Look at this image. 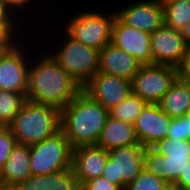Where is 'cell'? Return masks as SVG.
<instances>
[{
    "label": "cell",
    "instance_id": "9",
    "mask_svg": "<svg viewBox=\"0 0 190 190\" xmlns=\"http://www.w3.org/2000/svg\"><path fill=\"white\" fill-rule=\"evenodd\" d=\"M144 150L142 146H123L109 150L101 177L124 190L144 170Z\"/></svg>",
    "mask_w": 190,
    "mask_h": 190
},
{
    "label": "cell",
    "instance_id": "31",
    "mask_svg": "<svg viewBox=\"0 0 190 190\" xmlns=\"http://www.w3.org/2000/svg\"><path fill=\"white\" fill-rule=\"evenodd\" d=\"M177 77L190 84V47H187L185 55L177 67Z\"/></svg>",
    "mask_w": 190,
    "mask_h": 190
},
{
    "label": "cell",
    "instance_id": "18",
    "mask_svg": "<svg viewBox=\"0 0 190 190\" xmlns=\"http://www.w3.org/2000/svg\"><path fill=\"white\" fill-rule=\"evenodd\" d=\"M142 65L134 56L111 42L99 51V72L105 74H113L131 81Z\"/></svg>",
    "mask_w": 190,
    "mask_h": 190
},
{
    "label": "cell",
    "instance_id": "1",
    "mask_svg": "<svg viewBox=\"0 0 190 190\" xmlns=\"http://www.w3.org/2000/svg\"><path fill=\"white\" fill-rule=\"evenodd\" d=\"M81 90L82 87L40 44L38 36L34 33L33 55L29 63L26 100L52 105L61 110Z\"/></svg>",
    "mask_w": 190,
    "mask_h": 190
},
{
    "label": "cell",
    "instance_id": "15",
    "mask_svg": "<svg viewBox=\"0 0 190 190\" xmlns=\"http://www.w3.org/2000/svg\"><path fill=\"white\" fill-rule=\"evenodd\" d=\"M111 43L134 56L143 65L152 64L150 33L123 23L117 16L112 26Z\"/></svg>",
    "mask_w": 190,
    "mask_h": 190
},
{
    "label": "cell",
    "instance_id": "30",
    "mask_svg": "<svg viewBox=\"0 0 190 190\" xmlns=\"http://www.w3.org/2000/svg\"><path fill=\"white\" fill-rule=\"evenodd\" d=\"M80 190H122L118 185L109 182L103 177H98L84 182Z\"/></svg>",
    "mask_w": 190,
    "mask_h": 190
},
{
    "label": "cell",
    "instance_id": "27",
    "mask_svg": "<svg viewBox=\"0 0 190 190\" xmlns=\"http://www.w3.org/2000/svg\"><path fill=\"white\" fill-rule=\"evenodd\" d=\"M167 182L148 173L145 169L124 190H163Z\"/></svg>",
    "mask_w": 190,
    "mask_h": 190
},
{
    "label": "cell",
    "instance_id": "4",
    "mask_svg": "<svg viewBox=\"0 0 190 190\" xmlns=\"http://www.w3.org/2000/svg\"><path fill=\"white\" fill-rule=\"evenodd\" d=\"M109 111L81 90L61 109L60 130L72 148L96 145Z\"/></svg>",
    "mask_w": 190,
    "mask_h": 190
},
{
    "label": "cell",
    "instance_id": "12",
    "mask_svg": "<svg viewBox=\"0 0 190 190\" xmlns=\"http://www.w3.org/2000/svg\"><path fill=\"white\" fill-rule=\"evenodd\" d=\"M82 90L108 111L132 94L130 80L99 71Z\"/></svg>",
    "mask_w": 190,
    "mask_h": 190
},
{
    "label": "cell",
    "instance_id": "29",
    "mask_svg": "<svg viewBox=\"0 0 190 190\" xmlns=\"http://www.w3.org/2000/svg\"><path fill=\"white\" fill-rule=\"evenodd\" d=\"M167 137L188 140V126L184 117L172 118Z\"/></svg>",
    "mask_w": 190,
    "mask_h": 190
},
{
    "label": "cell",
    "instance_id": "32",
    "mask_svg": "<svg viewBox=\"0 0 190 190\" xmlns=\"http://www.w3.org/2000/svg\"><path fill=\"white\" fill-rule=\"evenodd\" d=\"M0 23H21L2 0H0Z\"/></svg>",
    "mask_w": 190,
    "mask_h": 190
},
{
    "label": "cell",
    "instance_id": "35",
    "mask_svg": "<svg viewBox=\"0 0 190 190\" xmlns=\"http://www.w3.org/2000/svg\"><path fill=\"white\" fill-rule=\"evenodd\" d=\"M187 121L188 126V140H190V110L183 116Z\"/></svg>",
    "mask_w": 190,
    "mask_h": 190
},
{
    "label": "cell",
    "instance_id": "11",
    "mask_svg": "<svg viewBox=\"0 0 190 190\" xmlns=\"http://www.w3.org/2000/svg\"><path fill=\"white\" fill-rule=\"evenodd\" d=\"M120 1L116 0L114 2V4L118 2L117 8L114 6V9L116 16L123 23L146 33H153L164 25V11L161 0Z\"/></svg>",
    "mask_w": 190,
    "mask_h": 190
},
{
    "label": "cell",
    "instance_id": "13",
    "mask_svg": "<svg viewBox=\"0 0 190 190\" xmlns=\"http://www.w3.org/2000/svg\"><path fill=\"white\" fill-rule=\"evenodd\" d=\"M152 64L177 68L185 55L187 46L180 30L166 25L150 33Z\"/></svg>",
    "mask_w": 190,
    "mask_h": 190
},
{
    "label": "cell",
    "instance_id": "26",
    "mask_svg": "<svg viewBox=\"0 0 190 190\" xmlns=\"http://www.w3.org/2000/svg\"><path fill=\"white\" fill-rule=\"evenodd\" d=\"M29 33L22 23H0V54L13 49Z\"/></svg>",
    "mask_w": 190,
    "mask_h": 190
},
{
    "label": "cell",
    "instance_id": "23",
    "mask_svg": "<svg viewBox=\"0 0 190 190\" xmlns=\"http://www.w3.org/2000/svg\"><path fill=\"white\" fill-rule=\"evenodd\" d=\"M164 11V25L181 30L190 21V1L161 0Z\"/></svg>",
    "mask_w": 190,
    "mask_h": 190
},
{
    "label": "cell",
    "instance_id": "7",
    "mask_svg": "<svg viewBox=\"0 0 190 190\" xmlns=\"http://www.w3.org/2000/svg\"><path fill=\"white\" fill-rule=\"evenodd\" d=\"M34 32H30L13 49L0 54V89L26 94L28 70L33 55Z\"/></svg>",
    "mask_w": 190,
    "mask_h": 190
},
{
    "label": "cell",
    "instance_id": "20",
    "mask_svg": "<svg viewBox=\"0 0 190 190\" xmlns=\"http://www.w3.org/2000/svg\"><path fill=\"white\" fill-rule=\"evenodd\" d=\"M96 146L109 151L116 147L141 145L134 124L120 121L108 115Z\"/></svg>",
    "mask_w": 190,
    "mask_h": 190
},
{
    "label": "cell",
    "instance_id": "8",
    "mask_svg": "<svg viewBox=\"0 0 190 190\" xmlns=\"http://www.w3.org/2000/svg\"><path fill=\"white\" fill-rule=\"evenodd\" d=\"M72 151L70 142L61 130L39 143L30 145L31 175H46L71 168Z\"/></svg>",
    "mask_w": 190,
    "mask_h": 190
},
{
    "label": "cell",
    "instance_id": "33",
    "mask_svg": "<svg viewBox=\"0 0 190 190\" xmlns=\"http://www.w3.org/2000/svg\"><path fill=\"white\" fill-rule=\"evenodd\" d=\"M180 189L190 188V166L181 173L179 176V180L175 183Z\"/></svg>",
    "mask_w": 190,
    "mask_h": 190
},
{
    "label": "cell",
    "instance_id": "2",
    "mask_svg": "<svg viewBox=\"0 0 190 190\" xmlns=\"http://www.w3.org/2000/svg\"><path fill=\"white\" fill-rule=\"evenodd\" d=\"M69 1L72 2L73 0H64V1L56 0L54 2V7H53L54 18H52V20H54L55 23L68 36H70L72 39L78 42H81L87 47H90L96 50H101L105 45L110 43L111 34H112V26H113V22L116 16L115 9L113 7L110 8L108 6L109 9L107 8V10L109 11H107L106 8L104 7L101 8V5L100 7H97V6L95 7L90 4L89 6L88 4H83V2H81L84 0H78L79 2H77V0L76 1L74 0L73 3L76 4L75 6L69 3ZM60 2L61 3L63 2V3L60 4ZM80 2L81 4H79ZM84 5L86 6L84 7ZM63 6H65V8ZM77 6L78 7L81 6L82 9L81 7L78 8ZM56 7H59V9ZM68 7L69 8L72 7L73 10L74 9L75 10L73 11L72 8L69 9ZM100 8L103 9L104 11L101 10ZM57 19L59 22L57 21Z\"/></svg>",
    "mask_w": 190,
    "mask_h": 190
},
{
    "label": "cell",
    "instance_id": "28",
    "mask_svg": "<svg viewBox=\"0 0 190 190\" xmlns=\"http://www.w3.org/2000/svg\"><path fill=\"white\" fill-rule=\"evenodd\" d=\"M16 145L17 141L12 131L8 127L0 126V170L5 165Z\"/></svg>",
    "mask_w": 190,
    "mask_h": 190
},
{
    "label": "cell",
    "instance_id": "16",
    "mask_svg": "<svg viewBox=\"0 0 190 190\" xmlns=\"http://www.w3.org/2000/svg\"><path fill=\"white\" fill-rule=\"evenodd\" d=\"M108 155V151L96 145L73 148L71 168L79 186L102 175Z\"/></svg>",
    "mask_w": 190,
    "mask_h": 190
},
{
    "label": "cell",
    "instance_id": "34",
    "mask_svg": "<svg viewBox=\"0 0 190 190\" xmlns=\"http://www.w3.org/2000/svg\"><path fill=\"white\" fill-rule=\"evenodd\" d=\"M180 31L186 46L190 47V21Z\"/></svg>",
    "mask_w": 190,
    "mask_h": 190
},
{
    "label": "cell",
    "instance_id": "21",
    "mask_svg": "<svg viewBox=\"0 0 190 190\" xmlns=\"http://www.w3.org/2000/svg\"><path fill=\"white\" fill-rule=\"evenodd\" d=\"M9 190H80V186L69 168L46 175H30Z\"/></svg>",
    "mask_w": 190,
    "mask_h": 190
},
{
    "label": "cell",
    "instance_id": "36",
    "mask_svg": "<svg viewBox=\"0 0 190 190\" xmlns=\"http://www.w3.org/2000/svg\"><path fill=\"white\" fill-rule=\"evenodd\" d=\"M163 190H181V189L175 184H167V186Z\"/></svg>",
    "mask_w": 190,
    "mask_h": 190
},
{
    "label": "cell",
    "instance_id": "5",
    "mask_svg": "<svg viewBox=\"0 0 190 190\" xmlns=\"http://www.w3.org/2000/svg\"><path fill=\"white\" fill-rule=\"evenodd\" d=\"M60 121L59 108L26 100L8 128L17 144L30 146L57 133L60 130Z\"/></svg>",
    "mask_w": 190,
    "mask_h": 190
},
{
    "label": "cell",
    "instance_id": "6",
    "mask_svg": "<svg viewBox=\"0 0 190 190\" xmlns=\"http://www.w3.org/2000/svg\"><path fill=\"white\" fill-rule=\"evenodd\" d=\"M189 166L190 140L167 137L144 150V169L168 184H175Z\"/></svg>",
    "mask_w": 190,
    "mask_h": 190
},
{
    "label": "cell",
    "instance_id": "24",
    "mask_svg": "<svg viewBox=\"0 0 190 190\" xmlns=\"http://www.w3.org/2000/svg\"><path fill=\"white\" fill-rule=\"evenodd\" d=\"M26 94H19L0 89V126L8 127L13 118L20 111Z\"/></svg>",
    "mask_w": 190,
    "mask_h": 190
},
{
    "label": "cell",
    "instance_id": "3",
    "mask_svg": "<svg viewBox=\"0 0 190 190\" xmlns=\"http://www.w3.org/2000/svg\"><path fill=\"white\" fill-rule=\"evenodd\" d=\"M34 33L40 44L82 88L99 71L100 50L72 39L54 20H49Z\"/></svg>",
    "mask_w": 190,
    "mask_h": 190
},
{
    "label": "cell",
    "instance_id": "17",
    "mask_svg": "<svg viewBox=\"0 0 190 190\" xmlns=\"http://www.w3.org/2000/svg\"><path fill=\"white\" fill-rule=\"evenodd\" d=\"M2 1L8 7V9L13 13V15L30 32L36 31L43 24H45L49 20H52L53 18V4L55 0H52V2L51 0H2ZM45 10L46 12H44Z\"/></svg>",
    "mask_w": 190,
    "mask_h": 190
},
{
    "label": "cell",
    "instance_id": "19",
    "mask_svg": "<svg viewBox=\"0 0 190 190\" xmlns=\"http://www.w3.org/2000/svg\"><path fill=\"white\" fill-rule=\"evenodd\" d=\"M30 175V146L17 144L0 170V190H9Z\"/></svg>",
    "mask_w": 190,
    "mask_h": 190
},
{
    "label": "cell",
    "instance_id": "10",
    "mask_svg": "<svg viewBox=\"0 0 190 190\" xmlns=\"http://www.w3.org/2000/svg\"><path fill=\"white\" fill-rule=\"evenodd\" d=\"M177 78V68L145 64L131 80L132 93L146 103L158 104Z\"/></svg>",
    "mask_w": 190,
    "mask_h": 190
},
{
    "label": "cell",
    "instance_id": "22",
    "mask_svg": "<svg viewBox=\"0 0 190 190\" xmlns=\"http://www.w3.org/2000/svg\"><path fill=\"white\" fill-rule=\"evenodd\" d=\"M170 117H183L190 110V84L178 77L158 103Z\"/></svg>",
    "mask_w": 190,
    "mask_h": 190
},
{
    "label": "cell",
    "instance_id": "25",
    "mask_svg": "<svg viewBox=\"0 0 190 190\" xmlns=\"http://www.w3.org/2000/svg\"><path fill=\"white\" fill-rule=\"evenodd\" d=\"M145 105L146 102L143 99L132 93L120 104L109 110V115L120 121L134 124Z\"/></svg>",
    "mask_w": 190,
    "mask_h": 190
},
{
    "label": "cell",
    "instance_id": "14",
    "mask_svg": "<svg viewBox=\"0 0 190 190\" xmlns=\"http://www.w3.org/2000/svg\"><path fill=\"white\" fill-rule=\"evenodd\" d=\"M172 118L158 104H149L142 108L134 128L140 145L151 148L158 141L167 138Z\"/></svg>",
    "mask_w": 190,
    "mask_h": 190
}]
</instances>
